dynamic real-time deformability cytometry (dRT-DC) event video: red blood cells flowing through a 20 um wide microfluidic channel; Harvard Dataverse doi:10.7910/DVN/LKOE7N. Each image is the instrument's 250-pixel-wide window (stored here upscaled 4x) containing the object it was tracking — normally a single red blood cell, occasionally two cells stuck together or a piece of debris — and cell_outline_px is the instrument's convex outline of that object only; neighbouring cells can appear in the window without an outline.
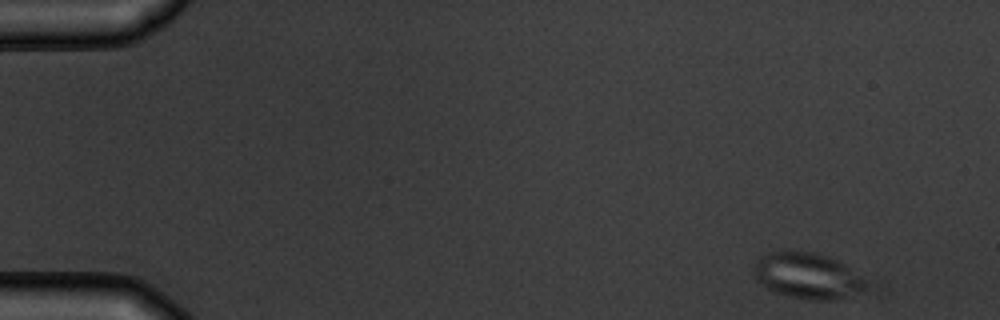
{"species": "common noctule bat (a hibernating species)", "species_latin": "Nyctalus noctula", "temperature_condition": "warm", "stored_images_in_passage": 9, "camera_frame_rate_fps": 3000, "um_per_image_px": 0.085, "animal": {"sex": "male", "body_mass_g": 19.5, "forearm_length_mm": 54.6}, "frame": {"image": 1, "passage_image": 1, "time_ms": 0.0, "image_size_px": [1000, 320], "cell_outline_px": [[864, 288], [836, 300], [812, 300], [788, 296], [776, 292], [760, 284], [756, 280], [752, 272], [756, 260], [760, 256], [768, 252], [816, 252], [828, 256], [844, 264], [864, 280]], "centroid_in_image_um": [68.54, 23.43], "position_along_channel_um": 16.5, "area_um2": 29.48}}